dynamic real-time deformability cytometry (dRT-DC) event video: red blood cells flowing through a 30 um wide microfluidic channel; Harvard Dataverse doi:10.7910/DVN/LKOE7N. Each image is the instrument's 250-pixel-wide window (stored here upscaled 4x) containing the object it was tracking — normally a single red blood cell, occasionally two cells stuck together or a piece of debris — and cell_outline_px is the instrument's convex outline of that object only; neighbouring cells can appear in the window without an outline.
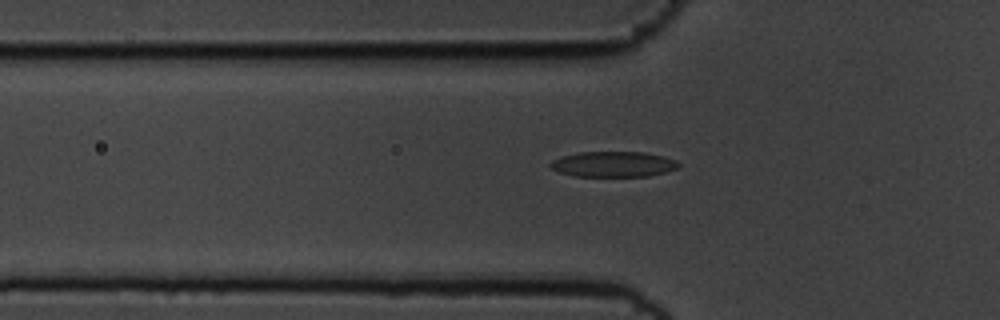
{"species": "common noctule bat (a hibernating species)", "species_latin": "Nyctalus noctula", "temperature_condition": "cold", "stored_images_in_passage": 50, "camera_frame_rate_fps": 3000, "um_per_image_px": 0.085, "animal": {"sex": "male", "body_mass_g": 19.5, "forearm_length_mm": 54.6}, "frame": {"image": 1, "passage_image": 18, "time_ms": 5.667, "image_size_px": [1000, 320], "cell_outline_px": [[680, 164], [676, 168], [664, 172], [648, 176], [572, 176], [560, 172], [552, 168], [548, 164], [552, 160], [564, 156], [580, 152], [644, 152], [664, 156], [676, 160]], "centroid_in_image_um": [52.13, 13.95], "position_along_channel_um": 73.7, "area_um2": 18.9}}
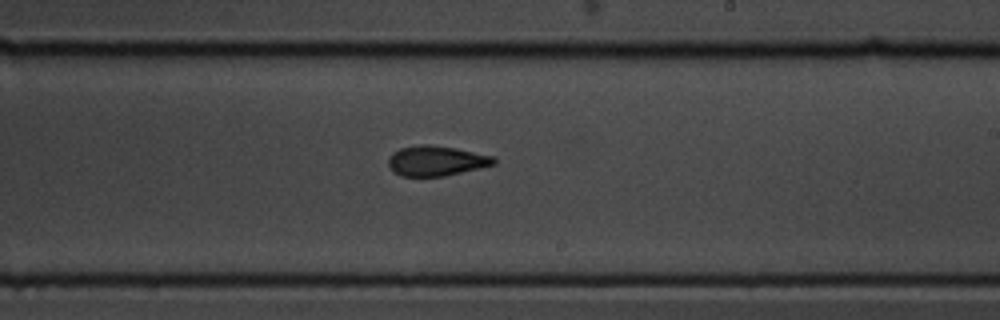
{"frame": {"image": 2, "passage_image": 33, "time_ms": 10.667, "image_size_px": [1000, 320], "cell_outline_px": [[496, 164], [480, 168], [444, 176], [400, 176], [392, 172], [388, 164], [388, 160], [392, 152], [400, 148], [420, 144], [428, 144], [456, 148], [496, 156]], "centroid_in_image_um": [37.08, 13.66], "position_along_channel_um": 251.9, "area_um2": 18.73}}
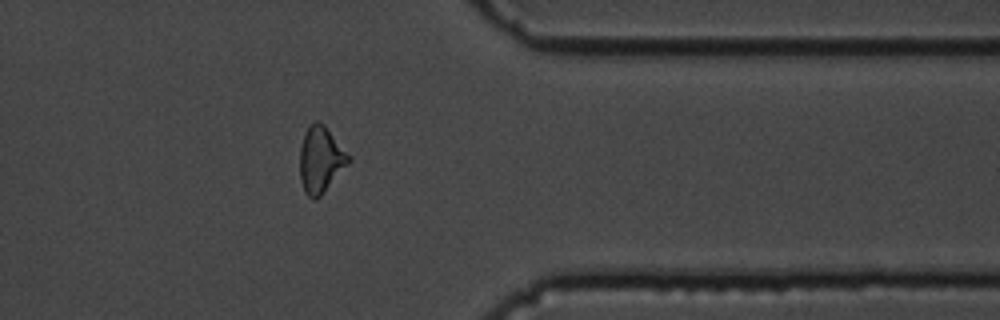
{"frame": {"image": 3, "passage_image": 45, "time_ms": 14.667, "image_size_px": [1000, 320], "cell_outline_px": [[352, 160], [320, 196], [316, 200], [312, 200], [304, 192], [300, 180], [300, 148], [304, 132], [316, 120], [320, 120], [324, 124], [352, 156]], "centroid_in_image_um": [27.27, 13.56], "position_along_channel_um": 384.1, "area_um2": 19.07}}